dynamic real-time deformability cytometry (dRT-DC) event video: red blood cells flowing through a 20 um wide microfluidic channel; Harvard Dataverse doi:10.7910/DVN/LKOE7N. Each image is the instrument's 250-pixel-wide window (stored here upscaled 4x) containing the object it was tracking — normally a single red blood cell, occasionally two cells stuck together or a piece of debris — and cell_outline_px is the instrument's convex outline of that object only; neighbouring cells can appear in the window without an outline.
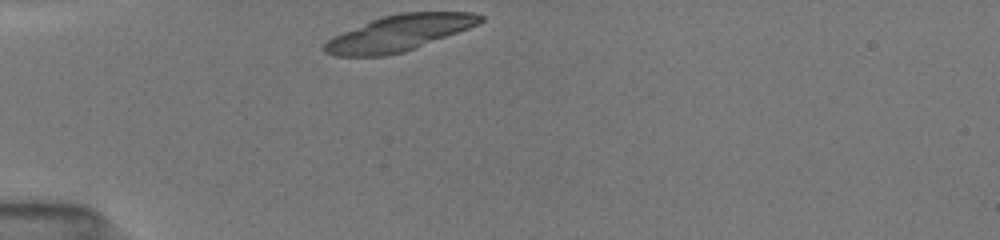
{"species": "common noctule bat (a hibernating species)", "species_latin": "Nyctalus noctula", "temperature_condition": "room temperature", "stored_images_in_passage": 4, "camera_frame_rate_fps": 3000, "um_per_image_px": 0.085, "animal": {"sex": "female", "body_mass_g": 19.5, "forearm_length_mm": 54.1}, "frame": {"image": 1, "passage_image": 1, "time_ms": 0.0, "image_size_px": [1000, 240], "cell_outline_px": [[484, 20], [468, 28], [404, 52], [384, 56], [336, 56], [324, 52], [320, 48], [332, 36], [380, 16], [400, 12], [472, 12], [484, 16]], "centroid_in_image_um": [33.86, 2.8], "position_along_channel_um": 51.1, "area_um2": 32.48}}